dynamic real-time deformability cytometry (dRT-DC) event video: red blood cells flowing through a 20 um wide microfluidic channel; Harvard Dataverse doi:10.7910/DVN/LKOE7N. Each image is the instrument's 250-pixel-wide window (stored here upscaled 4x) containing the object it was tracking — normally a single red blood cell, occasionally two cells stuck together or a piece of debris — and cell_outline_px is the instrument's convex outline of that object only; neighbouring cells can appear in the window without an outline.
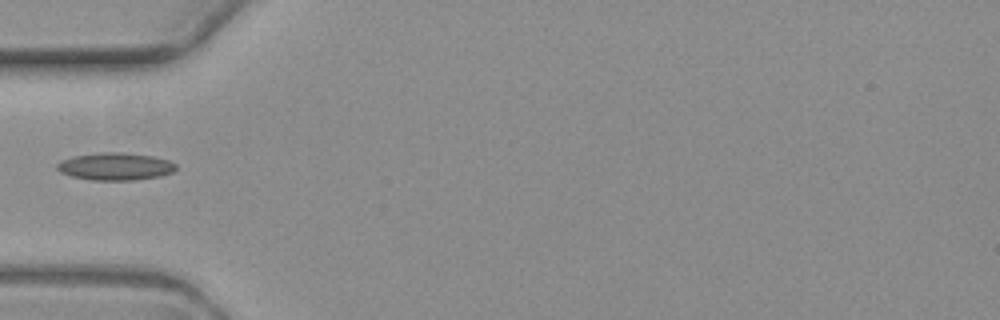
{"species": "common noctule bat (a hibernating species)", "species_latin": "Nyctalus noctula", "temperature_condition": "warm", "stored_images_in_passage": 6, "camera_frame_rate_fps": 3000, "um_per_image_px": 0.085, "animal": {"sex": "female", "body_mass_g": 19.3, "forearm_length_mm": 54.1}, "frame": {"image": 1, "passage_image": 5, "time_ms": 6.333, "image_size_px": [1000, 320], "cell_outline_px": [[176, 168], [172, 172], [160, 176], [136, 180], [92, 180], [72, 176], [60, 172], [56, 168], [56, 164], [60, 160], [76, 156], [104, 152], [120, 152], [152, 156], [168, 160], [176, 164]], "centroid_in_image_um": [9.8, 14.15], "position_along_channel_um": 75.2, "area_um2": 18.9}}